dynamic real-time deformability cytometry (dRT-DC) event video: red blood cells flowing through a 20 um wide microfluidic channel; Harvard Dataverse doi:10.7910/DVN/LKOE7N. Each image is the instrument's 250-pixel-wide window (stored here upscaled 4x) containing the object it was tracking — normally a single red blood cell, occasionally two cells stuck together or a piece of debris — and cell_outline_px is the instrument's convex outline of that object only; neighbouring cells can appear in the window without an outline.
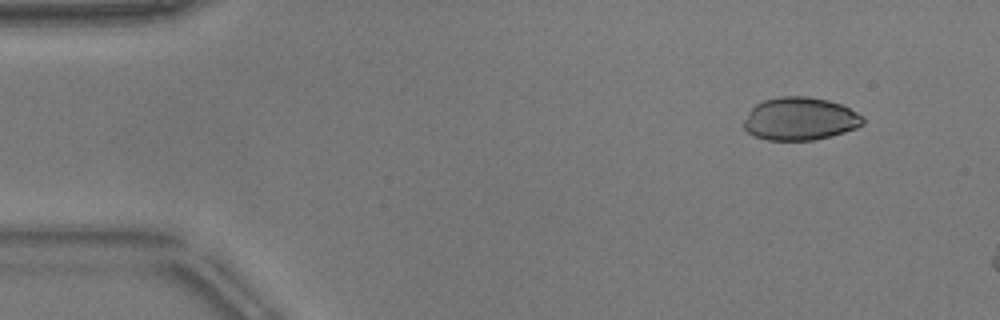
{"species": "common noctule bat (a hibernating species)", "species_latin": "Nyctalus noctula", "temperature_condition": "warm", "stored_images_in_passage": 7, "camera_frame_rate_fps": 3000, "um_per_image_px": 0.085, "animal": {"sex": "male", "body_mass_g": 17.9}, "frame": {"image": 1, "passage_image": 1, "time_ms": 0.0, "image_size_px": [1000, 320], "cell_outline_px": [[864, 124], [856, 128], [844, 132], [812, 140], [768, 140], [752, 136], [744, 128], [744, 120], [748, 112], [756, 104], [764, 100], [780, 96], [808, 96], [828, 100], [840, 104], [864, 116]], "centroid_in_image_um": [67.99, 10.09], "position_along_channel_um": 17.0, "area_um2": 29.77}}